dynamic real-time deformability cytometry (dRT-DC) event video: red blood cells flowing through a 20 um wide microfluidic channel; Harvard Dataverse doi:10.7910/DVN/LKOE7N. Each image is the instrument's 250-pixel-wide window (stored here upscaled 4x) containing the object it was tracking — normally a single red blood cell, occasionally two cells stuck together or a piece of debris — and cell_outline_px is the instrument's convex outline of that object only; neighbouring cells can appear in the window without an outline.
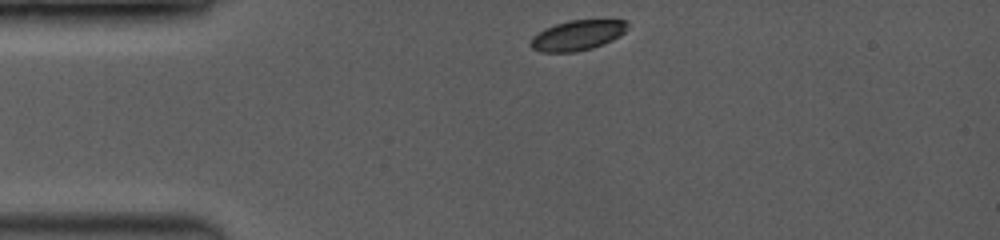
{"species": "common noctule bat (a hibernating species)", "species_latin": "Nyctalus noctula", "temperature_condition": "room temperature", "stored_images_in_passage": 13, "camera_frame_rate_fps": 3500, "um_per_image_px": 0.085, "animal": {"sex": "female", "body_mass_g": 19.0, "forearm_length_mm": 53.3}, "frame": {"image": 1, "passage_image": 1, "time_ms": 0.0, "image_size_px": [1000, 240], "cell_outline_px": [[624, 32], [620, 36], [612, 40], [592, 48], [576, 52], [540, 52], [532, 48], [532, 36], [544, 28], [568, 20], [624, 20]], "centroid_in_image_um": [49.03, 3.01], "position_along_channel_um": 36.0, "area_um2": 16.7}}
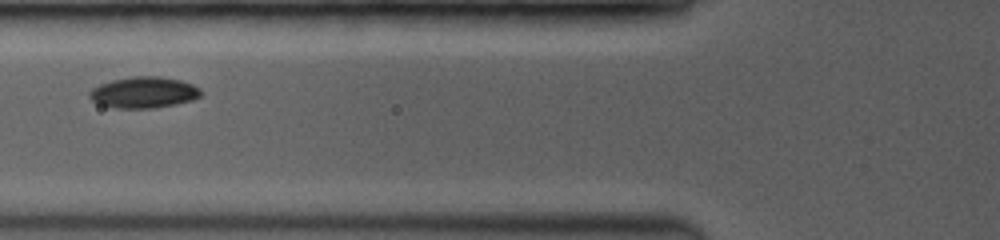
{"frame": {"image": 2, "passage_image": 6, "time_ms": 2.857, "image_size_px": [1000, 240], "cell_outline_px": [[204, 92], [200, 96], [192, 100], [176, 104], [152, 108], [116, 108], [100, 104], [92, 100], [88, 96], [88, 92], [92, 88], [100, 84], [112, 80], [132, 76], [160, 76], [180, 80], [192, 84], [200, 88]], "centroid_in_image_um": [12.23, 7.85], "position_along_channel_um": 113.6, "area_um2": 20.35}}
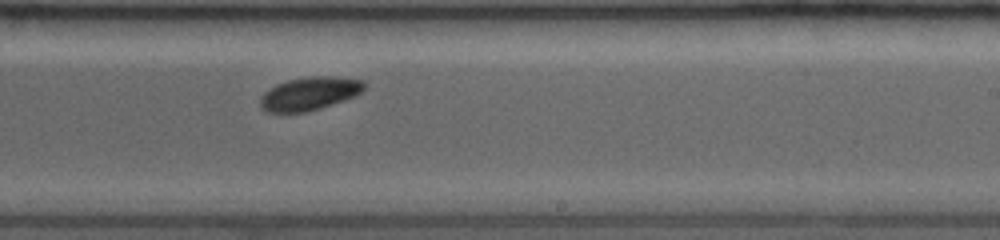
{"frame": {"image": 3, "passage_image": 13, "time_ms": 6.571, "image_size_px": [1000, 240], "cell_outline_px": [[364, 88], [356, 96], [320, 108], [304, 112], [268, 112], [260, 108], [260, 96], [264, 92], [276, 84], [288, 80], [308, 76], [332, 76], [364, 80]], "centroid_in_image_um": [26.29, 7.95], "position_along_channel_um": 262.7, "area_um2": 20.11}}